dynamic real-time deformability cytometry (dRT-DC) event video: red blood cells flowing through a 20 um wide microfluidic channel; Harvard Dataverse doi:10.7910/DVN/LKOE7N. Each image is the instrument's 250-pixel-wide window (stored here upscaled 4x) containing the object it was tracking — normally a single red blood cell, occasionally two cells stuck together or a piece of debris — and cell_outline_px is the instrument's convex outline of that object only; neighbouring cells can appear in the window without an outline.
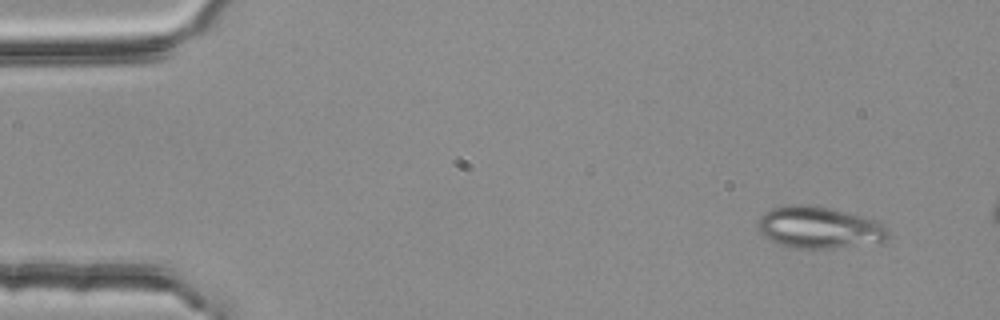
{"species": "common noctule bat (a hibernating species)", "species_latin": "Nyctalus noctula", "temperature_condition": "room temperature", "stored_images_in_passage": 3, "camera_frame_rate_fps": 3000, "um_per_image_px": 0.085, "animal": {"sex": "female", "body_mass_g": 25.1}, "frame": {"image": 1, "passage_image": 1, "time_ms": 0.0, "image_size_px": [1000, 320], "cell_outline_px": [[888, 236], [884, 240], [832, 248], [796, 248], [780, 244], [764, 236], [756, 228], [760, 216], [764, 212], [772, 208], [792, 204], [812, 204], [880, 220], [888, 228]], "centroid_in_image_um": [69.6, 19.31], "position_along_channel_um": 15.4, "area_um2": 31.56}}